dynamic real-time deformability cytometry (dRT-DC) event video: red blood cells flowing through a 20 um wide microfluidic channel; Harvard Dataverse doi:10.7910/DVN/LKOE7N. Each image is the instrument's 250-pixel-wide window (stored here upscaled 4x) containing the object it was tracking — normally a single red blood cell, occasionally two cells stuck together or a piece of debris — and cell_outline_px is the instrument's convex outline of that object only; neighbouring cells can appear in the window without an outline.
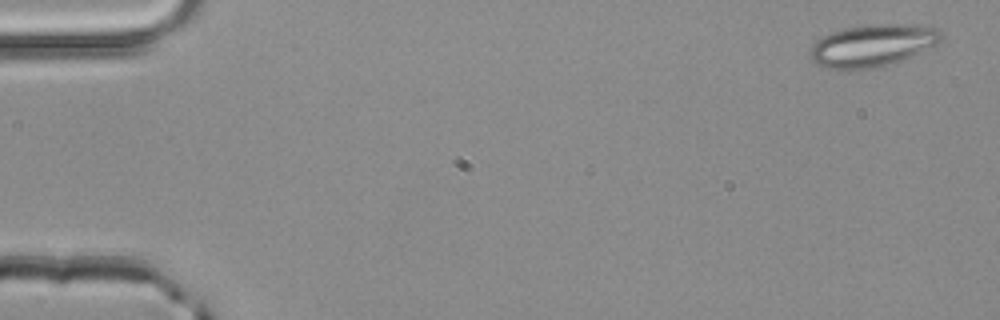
{"species": "common noctule bat (a hibernating species)", "species_latin": "Nyctalus noctula", "temperature_condition": "room temperature", "stored_images_in_passage": 3, "camera_frame_rate_fps": 3000, "um_per_image_px": 0.085, "animal": {"sex": "male", "body_mass_g": 20.4}, "frame": {"image": 1, "passage_image": 1, "time_ms": 0.0, "image_size_px": [1000, 320], "cell_outline_px": [[944, 36], [936, 44], [900, 60], [876, 68], [824, 68], [816, 64], [812, 60], [812, 44], [816, 40], [832, 32], [844, 28], [872, 24], [920, 24], [940, 28]], "centroid_in_image_um": [74.2, 3.83], "position_along_channel_um": 10.8, "area_um2": 31.85}}